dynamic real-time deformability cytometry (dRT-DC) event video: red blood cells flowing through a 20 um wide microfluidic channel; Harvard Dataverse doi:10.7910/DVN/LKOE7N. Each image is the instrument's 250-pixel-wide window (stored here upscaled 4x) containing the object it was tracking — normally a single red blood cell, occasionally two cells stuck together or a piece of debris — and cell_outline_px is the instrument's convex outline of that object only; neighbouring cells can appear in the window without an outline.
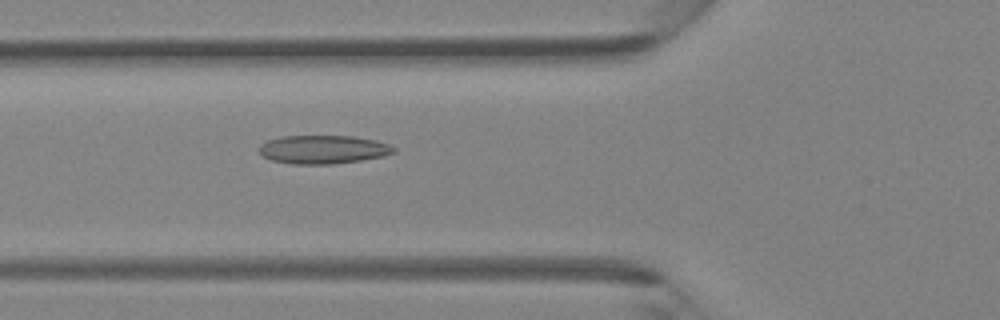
{"species": "Egyptian fruit bat (a non-hibernating species)", "species_latin": "Rousettus aegyptiacus", "temperature_condition": "room temperature", "stored_images_in_passage": 46, "camera_frame_rate_fps": 3000, "um_per_image_px": 0.085, "animal": {"sex": "female"}, "frame": {"image": 1, "passage_image": 17, "time_ms": 5.333, "image_size_px": [1000, 320], "cell_outline_px": [[396, 152], [384, 156], [360, 160], [332, 164], [292, 164], [272, 160], [264, 156], [260, 152], [260, 144], [268, 140], [280, 136], [352, 136], [376, 140], [388, 144], [396, 148]], "centroid_in_image_um": [27.49, 12.7], "position_along_channel_um": 98.3, "area_um2": 22.31}}
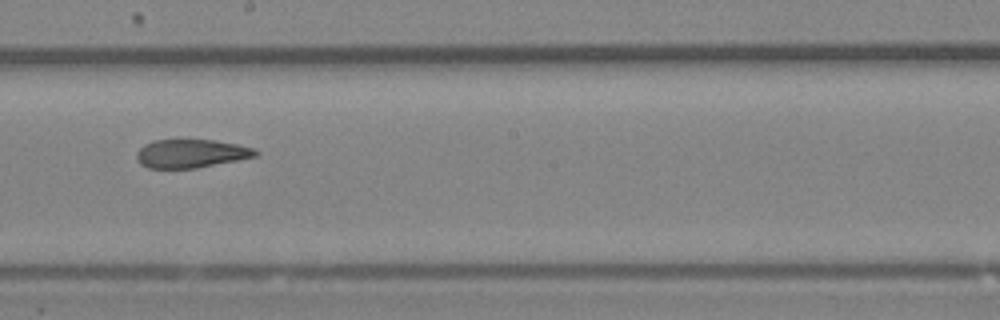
{"frame": {"image": 2, "passage_image": 26, "time_ms": 8.333, "image_size_px": [1000, 320], "cell_outline_px": [[260, 152], [256, 156], [196, 168], [148, 168], [140, 164], [136, 160], [136, 152], [144, 144], [152, 140], [216, 140], [256, 148]], "centroid_in_image_um": [16.22, 13.04], "position_along_channel_um": 232.0, "area_um2": 19.77}}
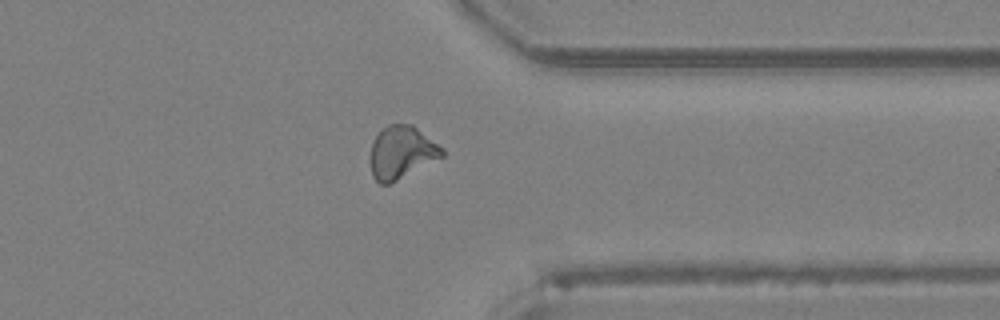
{"frame": {"image": 3, "passage_image": 36, "time_ms": 11.667, "image_size_px": [1000, 320], "cell_outline_px": [[444, 156], [388, 184], [380, 184], [372, 176], [372, 144], [376, 136], [388, 124], [412, 124], [444, 148]], "centroid_in_image_um": [34.17, 12.94], "position_along_channel_um": 377.2, "area_um2": 21.56}}